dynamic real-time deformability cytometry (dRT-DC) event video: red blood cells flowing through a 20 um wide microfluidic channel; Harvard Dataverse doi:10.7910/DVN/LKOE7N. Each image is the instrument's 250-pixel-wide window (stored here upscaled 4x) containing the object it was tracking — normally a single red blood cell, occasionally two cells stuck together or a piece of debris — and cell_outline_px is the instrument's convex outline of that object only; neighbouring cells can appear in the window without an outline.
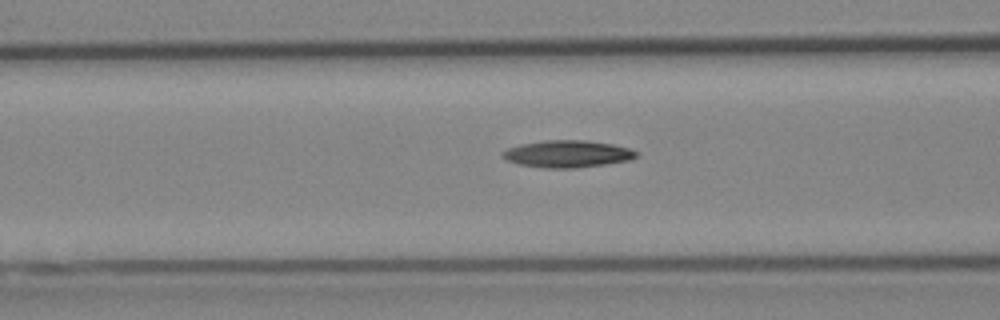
{"species": "Egyptian fruit bat (a non-hibernating species)", "species_latin": "Rousettus aegyptiacus", "temperature_condition": "cold", "stored_images_in_passage": 31, "camera_frame_rate_fps": 3000, "um_per_image_px": 0.085, "animal": {"sex": "female"}, "frame": {"image": 1, "passage_image": 11, "time_ms": 3.333, "image_size_px": [1000, 320], "cell_outline_px": [[640, 156], [628, 160], [604, 164], [576, 168], [544, 168], [520, 164], [508, 160], [500, 156], [500, 152], [508, 148], [520, 144], [544, 140], [584, 140], [612, 144], [628, 148], [640, 152]], "centroid_in_image_um": [48.23, 13.07], "position_along_channel_um": 118.4, "area_um2": 21.15}}
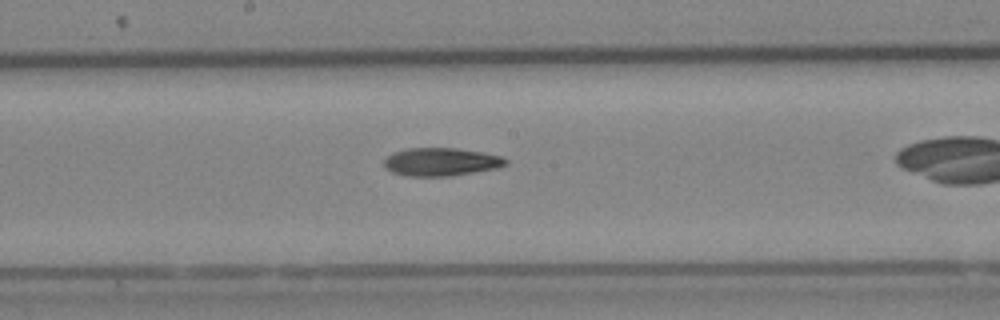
{"frame": {"image": 2, "passage_image": 18, "time_ms": 5.667, "image_size_px": [1000, 320], "cell_outline_px": [[508, 164], [496, 168], [448, 176], [408, 176], [392, 172], [384, 168], [384, 160], [392, 152], [404, 148], [456, 148], [484, 152], [504, 156], [508, 160]], "centroid_in_image_um": [37.48, 13.74], "position_along_channel_um": 210.7, "area_um2": 20.06}}
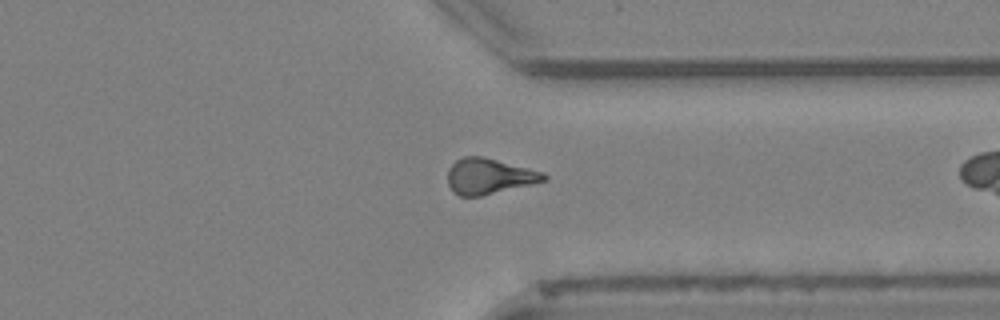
{"frame": {"image": 3, "passage_image": 30, "time_ms": 9.667, "image_size_px": [1000, 320], "cell_outline_px": [[548, 180], [532, 184], [480, 196], [460, 196], [452, 192], [448, 184], [448, 168], [456, 160], [464, 156], [480, 156], [544, 172], [548, 176]], "centroid_in_image_um": [41.56, 14.99], "position_along_channel_um": 369.8, "area_um2": 19.88}}